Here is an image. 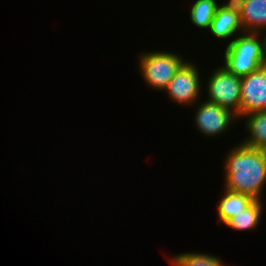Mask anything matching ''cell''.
I'll return each instance as SVG.
<instances>
[{
  "instance_id": "8992f818",
  "label": "cell",
  "mask_w": 266,
  "mask_h": 266,
  "mask_svg": "<svg viewBox=\"0 0 266 266\" xmlns=\"http://www.w3.org/2000/svg\"><path fill=\"white\" fill-rule=\"evenodd\" d=\"M196 104L192 106V108H196V113L193 117L195 120H192L194 121V127L204 137L222 136V134L226 133L225 131L230 130L231 125L233 127V124L239 121L237 114L218 104L207 102L206 100L202 101V99Z\"/></svg>"
},
{
  "instance_id": "5b68a950",
  "label": "cell",
  "mask_w": 266,
  "mask_h": 266,
  "mask_svg": "<svg viewBox=\"0 0 266 266\" xmlns=\"http://www.w3.org/2000/svg\"><path fill=\"white\" fill-rule=\"evenodd\" d=\"M200 69L194 62L187 60L174 77L169 81L165 92L171 102L174 101L179 105L191 107L196 104L201 98L203 85L201 81Z\"/></svg>"
},
{
  "instance_id": "8fae6325",
  "label": "cell",
  "mask_w": 266,
  "mask_h": 266,
  "mask_svg": "<svg viewBox=\"0 0 266 266\" xmlns=\"http://www.w3.org/2000/svg\"><path fill=\"white\" fill-rule=\"evenodd\" d=\"M223 194L217 205L219 223L225 224L233 216H236L247 208L255 199L251 196L227 190L223 187Z\"/></svg>"
},
{
  "instance_id": "277c9868",
  "label": "cell",
  "mask_w": 266,
  "mask_h": 266,
  "mask_svg": "<svg viewBox=\"0 0 266 266\" xmlns=\"http://www.w3.org/2000/svg\"><path fill=\"white\" fill-rule=\"evenodd\" d=\"M206 80L207 102L218 104L237 114L240 120L241 77L229 72L224 66L216 67Z\"/></svg>"
},
{
  "instance_id": "9c48e42d",
  "label": "cell",
  "mask_w": 266,
  "mask_h": 266,
  "mask_svg": "<svg viewBox=\"0 0 266 266\" xmlns=\"http://www.w3.org/2000/svg\"><path fill=\"white\" fill-rule=\"evenodd\" d=\"M244 32L266 33V0H233Z\"/></svg>"
},
{
  "instance_id": "4fadbf2b",
  "label": "cell",
  "mask_w": 266,
  "mask_h": 266,
  "mask_svg": "<svg viewBox=\"0 0 266 266\" xmlns=\"http://www.w3.org/2000/svg\"><path fill=\"white\" fill-rule=\"evenodd\" d=\"M189 8L191 23L199 29H209L215 16L218 0H195Z\"/></svg>"
},
{
  "instance_id": "5bb4252c",
  "label": "cell",
  "mask_w": 266,
  "mask_h": 266,
  "mask_svg": "<svg viewBox=\"0 0 266 266\" xmlns=\"http://www.w3.org/2000/svg\"><path fill=\"white\" fill-rule=\"evenodd\" d=\"M168 262L171 266H227L223 260L217 255H211L210 253H190L184 252L174 255L172 257L168 256Z\"/></svg>"
},
{
  "instance_id": "6da1fadb",
  "label": "cell",
  "mask_w": 266,
  "mask_h": 266,
  "mask_svg": "<svg viewBox=\"0 0 266 266\" xmlns=\"http://www.w3.org/2000/svg\"><path fill=\"white\" fill-rule=\"evenodd\" d=\"M224 156L223 186L227 190L240 192L255 200H263L266 187V151L239 144L230 148Z\"/></svg>"
},
{
  "instance_id": "3957f363",
  "label": "cell",
  "mask_w": 266,
  "mask_h": 266,
  "mask_svg": "<svg viewBox=\"0 0 266 266\" xmlns=\"http://www.w3.org/2000/svg\"><path fill=\"white\" fill-rule=\"evenodd\" d=\"M138 71L146 85L164 91L169 81L187 61L181 54L168 51H145L139 53Z\"/></svg>"
},
{
  "instance_id": "9a60e30c",
  "label": "cell",
  "mask_w": 266,
  "mask_h": 266,
  "mask_svg": "<svg viewBox=\"0 0 266 266\" xmlns=\"http://www.w3.org/2000/svg\"><path fill=\"white\" fill-rule=\"evenodd\" d=\"M265 35V65H266V33H264Z\"/></svg>"
},
{
  "instance_id": "ba28073f",
  "label": "cell",
  "mask_w": 266,
  "mask_h": 266,
  "mask_svg": "<svg viewBox=\"0 0 266 266\" xmlns=\"http://www.w3.org/2000/svg\"><path fill=\"white\" fill-rule=\"evenodd\" d=\"M226 1L218 6L208 31L216 39L228 40V45L236 36L244 33V30L240 23L238 6L233 0Z\"/></svg>"
},
{
  "instance_id": "7a4b0ae2",
  "label": "cell",
  "mask_w": 266,
  "mask_h": 266,
  "mask_svg": "<svg viewBox=\"0 0 266 266\" xmlns=\"http://www.w3.org/2000/svg\"><path fill=\"white\" fill-rule=\"evenodd\" d=\"M224 49L222 66L238 77L247 76L265 65L264 33H241Z\"/></svg>"
},
{
  "instance_id": "30bf717a",
  "label": "cell",
  "mask_w": 266,
  "mask_h": 266,
  "mask_svg": "<svg viewBox=\"0 0 266 266\" xmlns=\"http://www.w3.org/2000/svg\"><path fill=\"white\" fill-rule=\"evenodd\" d=\"M245 121L247 138L241 144L266 151V111L248 113L240 118Z\"/></svg>"
},
{
  "instance_id": "52a82bcc",
  "label": "cell",
  "mask_w": 266,
  "mask_h": 266,
  "mask_svg": "<svg viewBox=\"0 0 266 266\" xmlns=\"http://www.w3.org/2000/svg\"><path fill=\"white\" fill-rule=\"evenodd\" d=\"M256 111H266V65L241 77L240 118Z\"/></svg>"
},
{
  "instance_id": "7c38bea8",
  "label": "cell",
  "mask_w": 266,
  "mask_h": 266,
  "mask_svg": "<svg viewBox=\"0 0 266 266\" xmlns=\"http://www.w3.org/2000/svg\"><path fill=\"white\" fill-rule=\"evenodd\" d=\"M263 200H254L245 210L233 216L224 225L234 231L255 230L261 221L263 213Z\"/></svg>"
}]
</instances>
